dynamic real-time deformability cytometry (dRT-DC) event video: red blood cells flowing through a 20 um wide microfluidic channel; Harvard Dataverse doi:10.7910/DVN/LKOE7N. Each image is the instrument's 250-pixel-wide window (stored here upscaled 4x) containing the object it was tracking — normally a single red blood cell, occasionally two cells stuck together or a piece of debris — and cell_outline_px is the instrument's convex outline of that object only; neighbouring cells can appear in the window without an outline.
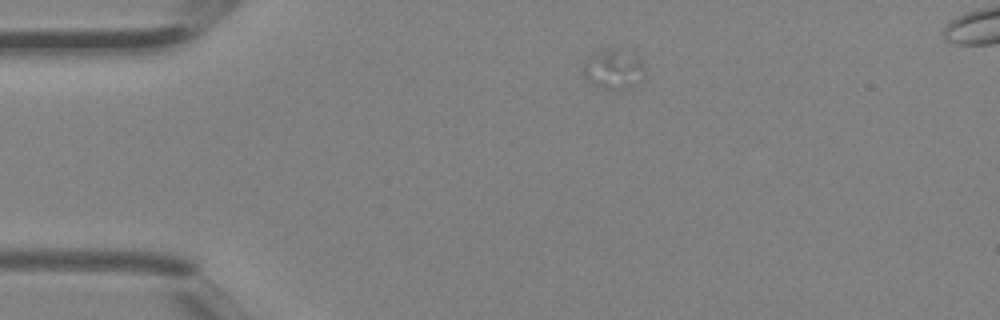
{"species": "Egyptian fruit bat (a non-hibernating species)", "species_latin": "Rousettus aegyptiacus", "temperature_condition": "room temperature", "stored_images_in_passage": 3, "camera_frame_rate_fps": 3000, "um_per_image_px": 0.085, "animal": {"sex": "female"}, "frame": {"image": 1, "passage_image": 1, "time_ms": 0.0, "image_size_px": [1000, 320], "cell_outline_px": [[644, 76], [628, 88], [604, 88], [588, 84], [584, 76], [584, 60], [588, 56], [604, 48], [616, 48], [636, 60], [644, 68]], "centroid_in_image_um": [52.03, 5.89], "position_along_channel_um": 33.0, "area_um2": 13.64}}